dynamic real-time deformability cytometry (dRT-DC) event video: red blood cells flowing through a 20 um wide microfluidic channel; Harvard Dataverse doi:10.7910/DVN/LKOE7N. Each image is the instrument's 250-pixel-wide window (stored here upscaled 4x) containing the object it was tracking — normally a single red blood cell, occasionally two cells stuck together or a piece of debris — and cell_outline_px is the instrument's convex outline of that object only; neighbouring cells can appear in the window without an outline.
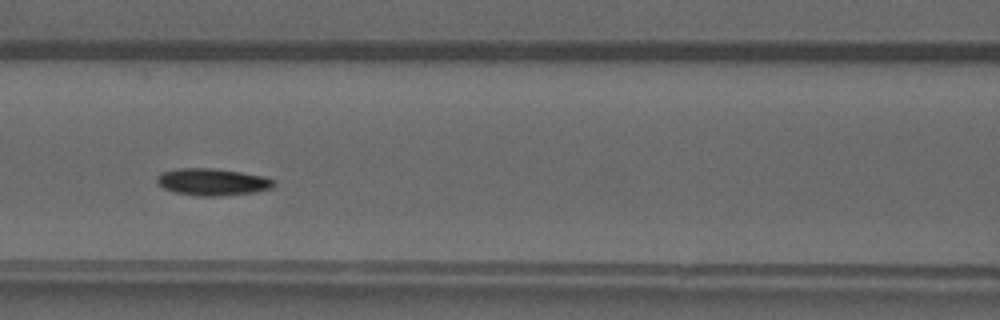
{"species": "common noctule bat (a hibernating species)", "species_latin": "Nyctalus noctula", "temperature_condition": "warm", "stored_images_in_passage": 43, "camera_frame_rate_fps": 3000, "um_per_image_px": 0.085, "animal": {"sex": "male", "forearm_length_mm": 52.5}, "frame": {"image": 1, "passage_image": 16, "time_ms": 5.0, "image_size_px": [1000, 320], "cell_outline_px": [[276, 184], [272, 188], [252, 192], [216, 196], [196, 196], [176, 192], [164, 188], [156, 184], [156, 176], [160, 172], [176, 168], [216, 168], [264, 176], [276, 180]], "centroid_in_image_um": [18.02, 15.45], "position_along_channel_um": 148.6, "area_um2": 18.55}}
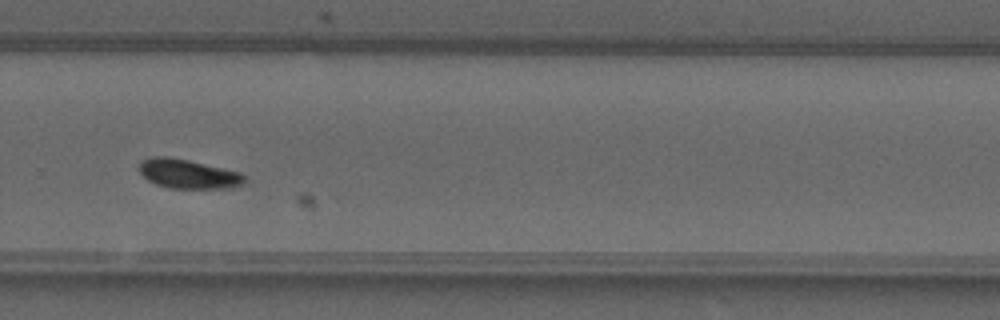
{"frame": {"image": 2, "passage_image": 28, "time_ms": 9.0, "image_size_px": [1000, 320], "cell_outline_px": [[244, 180], [240, 184], [228, 188], [168, 188], [156, 184], [148, 180], [140, 172], [140, 160], [152, 156], [168, 156], [188, 160], [240, 172], [244, 176]], "centroid_in_image_um": [15.94, 14.77], "position_along_channel_um": 313.9, "area_um2": 17.74}}
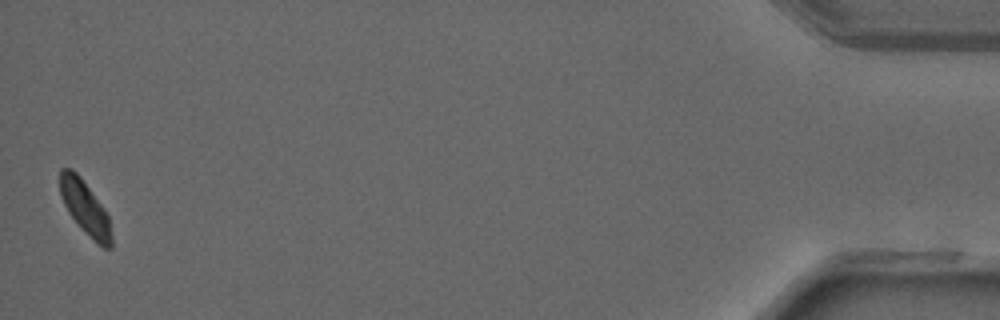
{"frame": {"image": 3, "passage_image": 43, "time_ms": 14.0, "image_size_px": [1000, 320], "cell_outline_px": [[112, 248], [104, 248], [96, 244], [80, 228], [68, 212], [60, 196], [60, 168], [72, 168], [80, 176], [104, 208], [108, 216], [112, 236]], "centroid_in_image_um": [7.23, 17.68], "position_along_channel_um": 428.0, "area_um2": 16.24}, "authors_computed_cell_mechanics": {"area_um2": 17.3978, "velocity_mm_per_s": 4.1478, "shape_relaxation_time_tau1_ms": 6.2172, "shape_relaxation_time_tau2_ms": 5.6174, "deformation_change_tau1": 0.1686, "deformation_change_tau2": 0.0636}}